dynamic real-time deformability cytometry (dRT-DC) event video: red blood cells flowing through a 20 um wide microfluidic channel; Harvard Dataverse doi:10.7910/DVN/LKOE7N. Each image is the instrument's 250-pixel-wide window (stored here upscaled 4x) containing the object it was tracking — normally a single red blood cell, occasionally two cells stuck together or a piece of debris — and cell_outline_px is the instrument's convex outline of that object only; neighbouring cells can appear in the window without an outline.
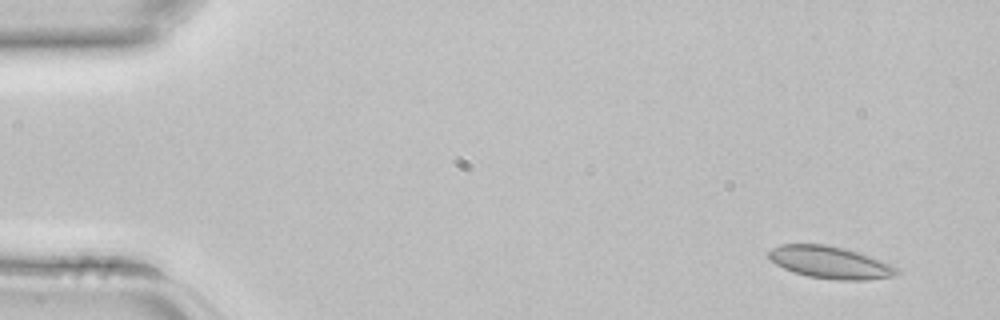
{"species": "common noctule bat (a hibernating species)", "species_latin": "Nyctalus noctula", "temperature_condition": "room temperature", "stored_images_in_passage": 3, "camera_frame_rate_fps": 3000, "um_per_image_px": 0.085, "animal": {"sex": "female", "body_mass_g": 22.7, "forearm_length_mm": 54.2}, "frame": {"image": 1, "passage_image": 1, "time_ms": 0.0, "image_size_px": [1000, 320], "cell_outline_px": [[900, 272], [896, 276], [868, 280], [836, 280], [808, 276], [784, 268], [768, 260], [768, 252], [772, 248], [780, 244], [828, 244], [844, 248], [892, 264], [900, 268]], "centroid_in_image_um": [70.58, 22.31], "position_along_channel_um": 14.4, "area_um2": 24.16}}
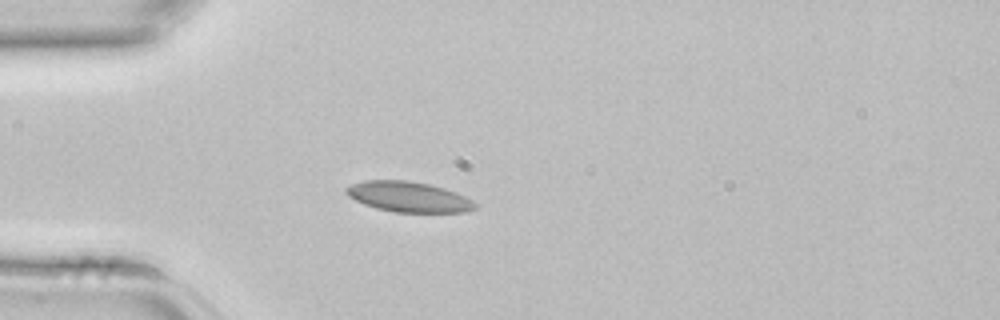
{"frame": {"image": 2, "passage_image": 3, "time_ms": 0.667, "image_size_px": [1000, 320], "cell_outline_px": [[480, 204], [476, 208], [464, 212], [392, 212], [376, 208], [364, 204], [348, 196], [344, 192], [344, 188], [352, 184], [364, 180], [408, 180], [428, 184], [444, 188], [456, 192]], "centroid_in_image_um": [34.73, 16.73], "position_along_channel_um": 50.3, "area_um2": 22.95}}